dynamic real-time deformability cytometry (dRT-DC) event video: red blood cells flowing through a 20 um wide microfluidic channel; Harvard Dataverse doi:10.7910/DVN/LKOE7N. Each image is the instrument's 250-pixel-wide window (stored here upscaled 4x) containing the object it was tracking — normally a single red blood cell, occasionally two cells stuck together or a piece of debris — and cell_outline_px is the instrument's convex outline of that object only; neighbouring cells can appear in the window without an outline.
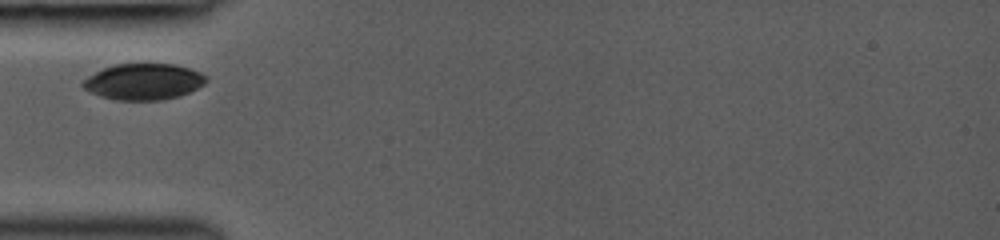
{"species": "common noctule bat (a hibernating species)", "species_latin": "Nyctalus noctula", "temperature_condition": "room temperature", "stored_images_in_passage": 2, "camera_frame_rate_fps": 3000, "um_per_image_px": 0.085, "animal": {"sex": "female", "body_mass_g": 19.0, "forearm_length_mm": 53.3}, "frame": {"image": 1, "passage_image": 1, "time_ms": 0.0, "image_size_px": [1000, 240], "cell_outline_px": [[208, 80], [204, 84], [180, 96], [160, 100], [116, 100], [100, 96], [84, 88], [80, 84], [88, 76], [104, 68], [116, 64], [172, 64], [188, 68], [200, 72], [208, 76]], "centroid_in_image_um": [12.22, 6.94], "position_along_channel_um": 72.8, "area_um2": 25.84}}